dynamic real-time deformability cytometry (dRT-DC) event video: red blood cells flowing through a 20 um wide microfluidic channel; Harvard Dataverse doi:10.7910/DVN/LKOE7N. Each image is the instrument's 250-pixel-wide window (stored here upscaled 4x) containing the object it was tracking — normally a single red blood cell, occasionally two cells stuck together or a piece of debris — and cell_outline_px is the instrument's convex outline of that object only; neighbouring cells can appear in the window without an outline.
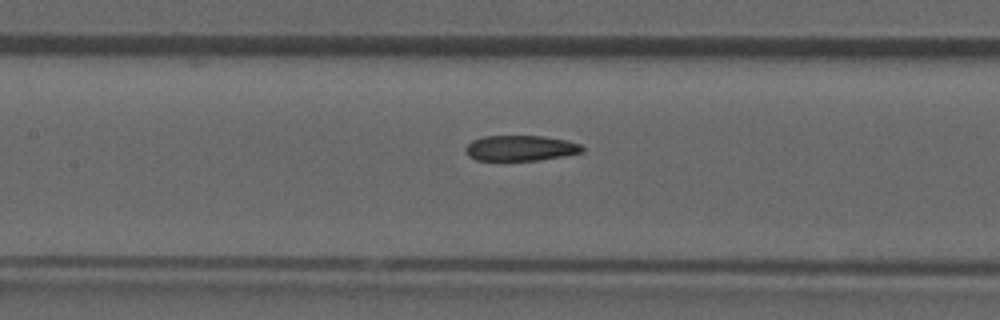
{"species": "common noctule bat (a hibernating species)", "species_latin": "Nyctalus noctula", "temperature_condition": "room temperature", "stored_images_in_passage": 48, "camera_frame_rate_fps": 3000, "um_per_image_px": 0.085, "animal": {"sex": "male", "forearm_length_mm": 52.5}, "frame": {"image": 1, "passage_image": 21, "time_ms": 6.667, "image_size_px": [1000, 320], "cell_outline_px": [[584, 152], [564, 156], [536, 160], [476, 160], [468, 156], [464, 148], [472, 140], [484, 136], [544, 136], [568, 140], [580, 144], [584, 148]], "centroid_in_image_um": [44.26, 12.58], "position_along_channel_um": 163.1, "area_um2": 17.4}}